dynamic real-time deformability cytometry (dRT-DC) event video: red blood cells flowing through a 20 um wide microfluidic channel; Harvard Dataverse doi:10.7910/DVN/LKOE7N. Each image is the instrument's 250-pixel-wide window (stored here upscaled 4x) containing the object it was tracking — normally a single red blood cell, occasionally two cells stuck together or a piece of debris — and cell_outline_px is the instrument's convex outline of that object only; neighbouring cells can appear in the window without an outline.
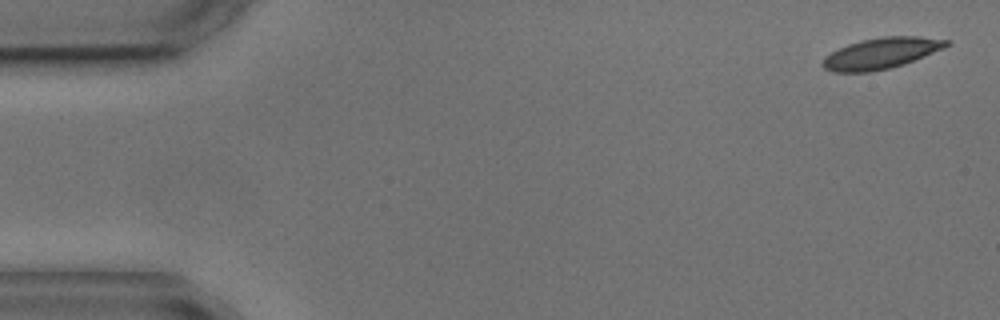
{"species": "common noctule bat (a hibernating species)", "species_latin": "Nyctalus noctula", "temperature_condition": "cold", "stored_images_in_passage": 10, "camera_frame_rate_fps": 3000, "um_per_image_px": 0.085, "animal": {"sex": "male", "body_mass_g": 17.9, "forearm_length_mm": 54.2}, "frame": {"image": 1, "passage_image": 1, "time_ms": 0.0, "image_size_px": [1000, 320], "cell_outline_px": [[952, 44], [944, 48], [904, 64], [888, 68], [868, 72], [836, 72], [824, 68], [824, 60], [832, 52], [848, 44], [860, 40], [884, 36], [916, 36], [952, 40]], "centroid_in_image_um": [74.98, 4.51], "position_along_channel_um": 10.0, "area_um2": 22.08}}
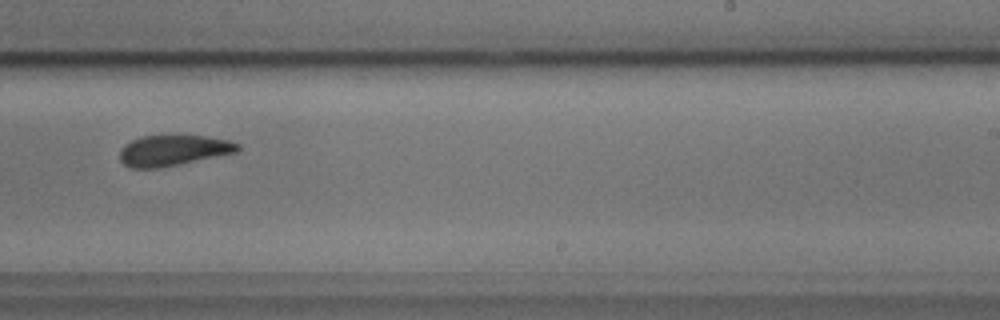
{"frame": {"image": 2, "passage_image": 9, "time_ms": 10.667, "image_size_px": [1000, 320], "cell_outline_px": [[240, 148], [236, 152], [180, 164], [160, 168], [128, 168], [120, 160], [120, 148], [124, 144], [140, 136], [204, 136], [228, 140], [240, 144]], "centroid_in_image_um": [14.68, 12.79], "position_along_channel_um": 274.3, "area_um2": 21.04}}
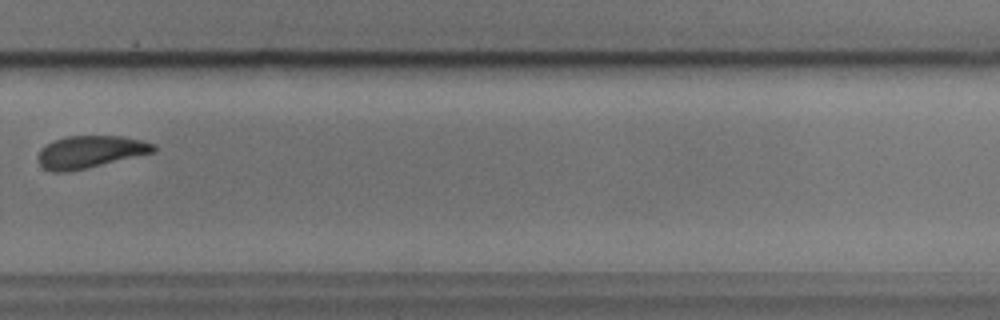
{"frame": {"image": 3, "passage_image": 10, "time_ms": 12.0, "image_size_px": [1000, 320], "cell_outline_px": [[156, 152], [88, 168], [68, 172], [52, 172], [44, 168], [36, 160], [36, 156], [40, 148], [56, 140], [68, 136], [120, 136], [140, 140], [156, 144]], "centroid_in_image_um": [7.65, 12.92], "position_along_channel_um": 322.1, "area_um2": 21.91}}